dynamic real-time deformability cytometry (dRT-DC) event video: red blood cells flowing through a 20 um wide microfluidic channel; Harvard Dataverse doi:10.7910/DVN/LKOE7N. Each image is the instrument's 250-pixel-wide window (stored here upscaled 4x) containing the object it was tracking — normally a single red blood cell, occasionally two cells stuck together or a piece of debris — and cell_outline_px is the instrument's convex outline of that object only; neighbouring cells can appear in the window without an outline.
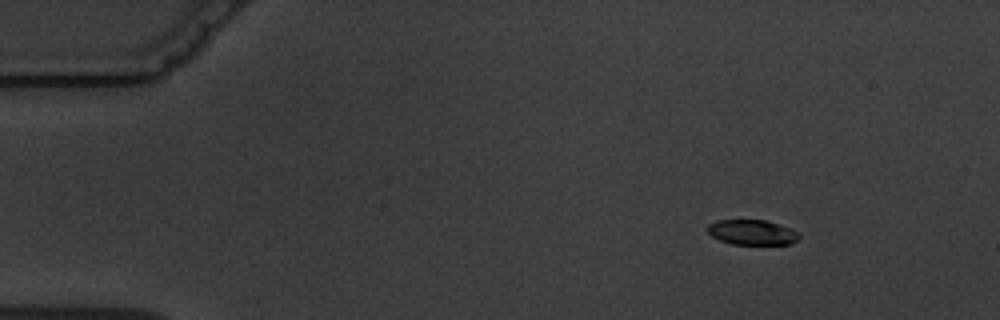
{"species": "common noctule bat (a hibernating species)", "species_latin": "Nyctalus noctula", "temperature_condition": "warm", "stored_images_in_passage": 5, "camera_frame_rate_fps": 3000, "um_per_image_px": 0.085, "animal": {"sex": "male", "body_mass_g": 19.5, "forearm_length_mm": 54.6}, "frame": {"image": 1, "passage_image": 1, "time_ms": 0.0, "image_size_px": [1000, 320], "cell_outline_px": [[800, 236], [792, 244], [732, 244], [720, 240], [712, 236], [708, 232], [708, 224], [716, 220], [764, 220], [788, 228], [796, 232]], "centroid_in_image_um": [63.88, 19.75], "position_along_channel_um": 21.1, "area_um2": 13.12}}
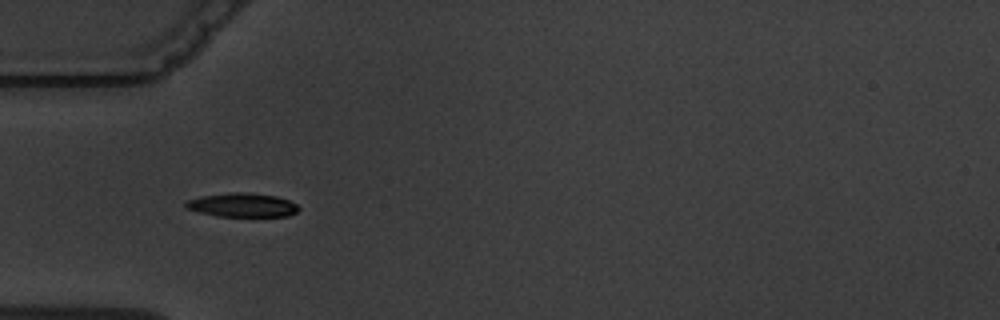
{"frame": {"image": 2, "passage_image": 4, "time_ms": 3.667, "image_size_px": [1000, 320], "cell_outline_px": [[300, 208], [296, 212], [288, 216], [216, 216], [184, 208], [184, 200], [200, 196], [232, 192], [248, 192], [276, 196], [288, 200], [296, 204]], "centroid_in_image_um": [20.54, 17.42], "position_along_channel_um": 64.5, "area_um2": 15.84}}